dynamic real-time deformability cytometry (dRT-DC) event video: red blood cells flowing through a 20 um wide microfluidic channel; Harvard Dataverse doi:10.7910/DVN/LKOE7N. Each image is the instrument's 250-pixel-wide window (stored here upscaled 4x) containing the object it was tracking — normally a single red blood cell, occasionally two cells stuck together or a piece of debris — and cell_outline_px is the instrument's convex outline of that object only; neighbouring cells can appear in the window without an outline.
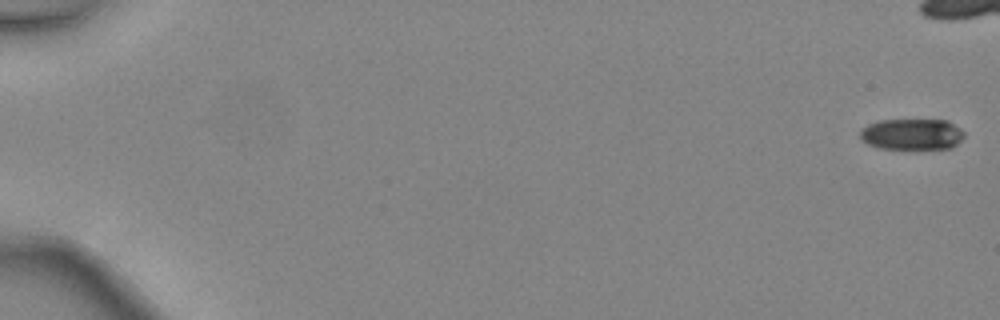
{"species": "common noctule bat (a hibernating species)", "species_latin": "Nyctalus noctula", "temperature_condition": "warm", "stored_images_in_passage": 5, "camera_frame_rate_fps": 3000, "um_per_image_px": 0.085, "animal": {"sex": "female", "body_mass_g": 24.6, "forearm_length_mm": 56.2}, "frame": {"image": 1, "passage_image": 1, "time_ms": 0.0, "image_size_px": [1000, 320], "cell_outline_px": [[964, 136], [952, 148], [876, 148], [860, 140], [860, 128], [868, 124], [880, 120], [948, 120], [960, 128], [964, 132]], "centroid_in_image_um": [77.48, 11.4], "position_along_channel_um": 7.5, "area_um2": 18.9}}